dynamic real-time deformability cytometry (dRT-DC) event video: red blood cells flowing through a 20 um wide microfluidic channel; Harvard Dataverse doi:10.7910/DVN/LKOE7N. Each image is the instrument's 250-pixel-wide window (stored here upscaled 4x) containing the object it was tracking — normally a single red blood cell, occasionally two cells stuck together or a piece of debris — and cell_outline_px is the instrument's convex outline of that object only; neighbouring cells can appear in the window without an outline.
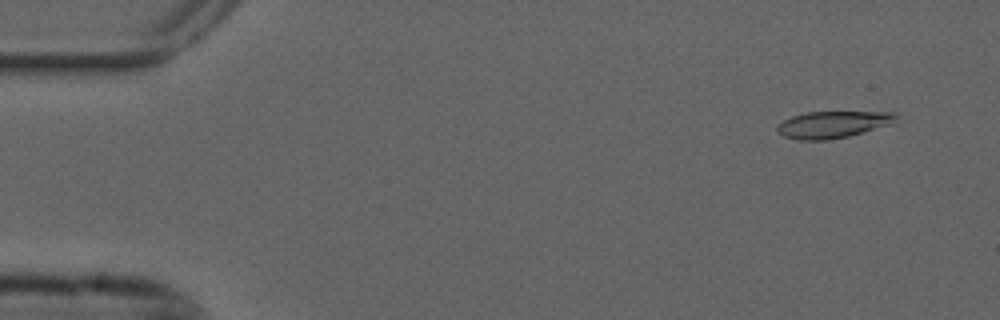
{"species": "common noctule bat (a hibernating species)", "species_latin": "Nyctalus noctula", "temperature_condition": "cold", "stored_images_in_passage": 55, "camera_frame_rate_fps": 3000, "um_per_image_px": 0.085, "animal": {"sex": "male", "forearm_length_mm": 52.5}, "frame": {"image": 1, "passage_image": 4, "time_ms": 1.0, "image_size_px": [1000, 320], "cell_outline_px": [[896, 116], [892, 124], [848, 136], [828, 140], [796, 140], [784, 136], [776, 128], [784, 120], [792, 116], [808, 112], [896, 112]], "centroid_in_image_um": [70.79, 10.58], "position_along_channel_um": 14.2, "area_um2": 18.32}}
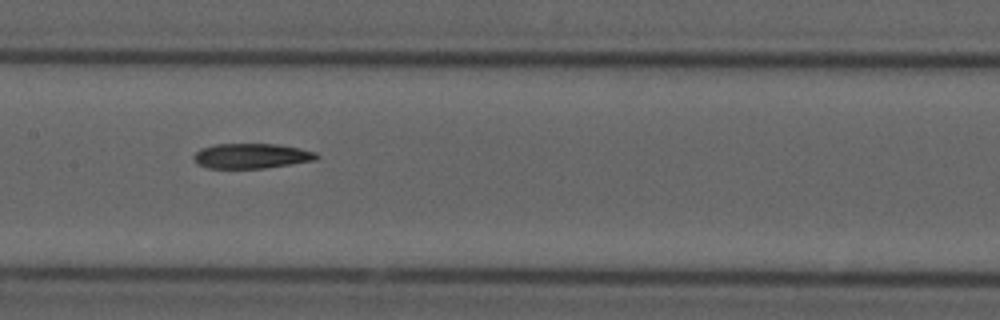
{"frame": {"image": 2, "passage_image": 27, "time_ms": 8.667, "image_size_px": [1000, 320], "cell_outline_px": [[320, 156], [316, 160], [264, 168], [208, 168], [200, 164], [192, 156], [200, 148], [216, 144], [276, 144], [300, 148], [316, 152]], "centroid_in_image_um": [21.4, 13.25], "position_along_channel_um": 186.0, "area_um2": 17.8}}
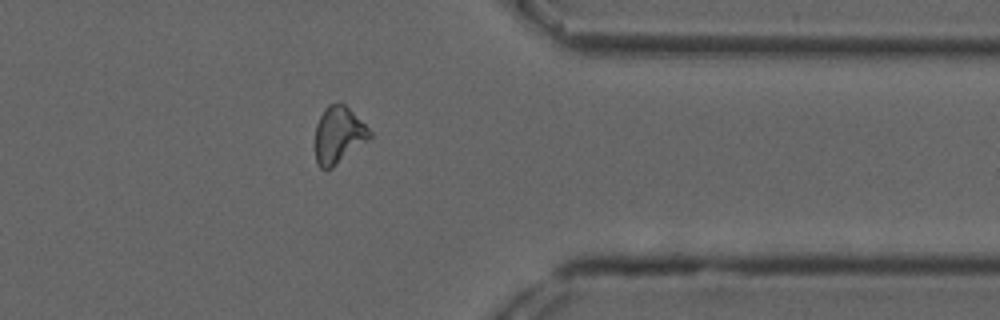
{"frame": {"image": 3, "passage_image": 44, "time_ms": 14.333, "image_size_px": [1000, 320], "cell_outline_px": [[372, 136], [368, 140], [332, 168], [320, 168], [316, 164], [316, 124], [324, 108], [328, 104], [344, 104], [372, 132]], "centroid_in_image_um": [28.76, 11.49], "position_along_channel_um": 382.6, "area_um2": 17.74}}